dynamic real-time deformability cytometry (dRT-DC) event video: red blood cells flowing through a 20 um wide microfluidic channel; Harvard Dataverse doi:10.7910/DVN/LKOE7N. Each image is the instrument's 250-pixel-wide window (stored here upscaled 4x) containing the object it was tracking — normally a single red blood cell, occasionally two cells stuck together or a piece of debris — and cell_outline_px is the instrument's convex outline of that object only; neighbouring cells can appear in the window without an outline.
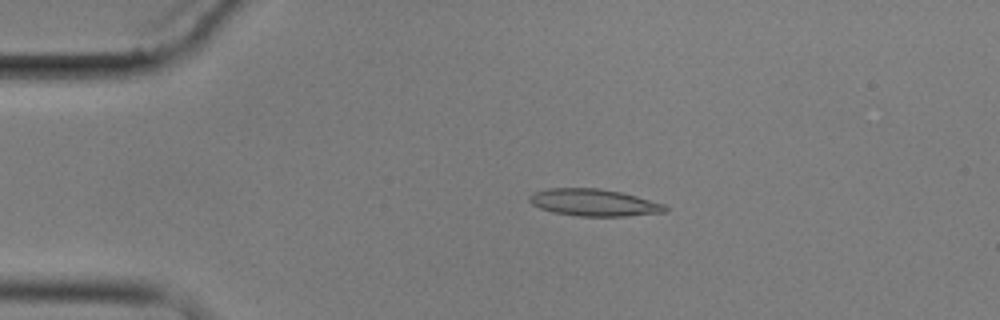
{"species": "common noctule bat (a hibernating species)", "species_latin": "Nyctalus noctula", "temperature_condition": "cold", "stored_images_in_passage": 7, "camera_frame_rate_fps": 3000, "um_per_image_px": 0.085, "animal": {"sex": "male", "body_mass_g": 17.9}, "frame": {"image": 1, "passage_image": 3, "time_ms": 3.333, "image_size_px": [1000, 320], "cell_outline_px": [[668, 208], [664, 212], [624, 216], [580, 216], [552, 212], [540, 208], [532, 204], [528, 200], [528, 196], [532, 192], [548, 188], [600, 188], [620, 192], [636, 196], [664, 204]], "centroid_in_image_um": [50.42, 17.21], "position_along_channel_um": 34.6, "area_um2": 21.33}}
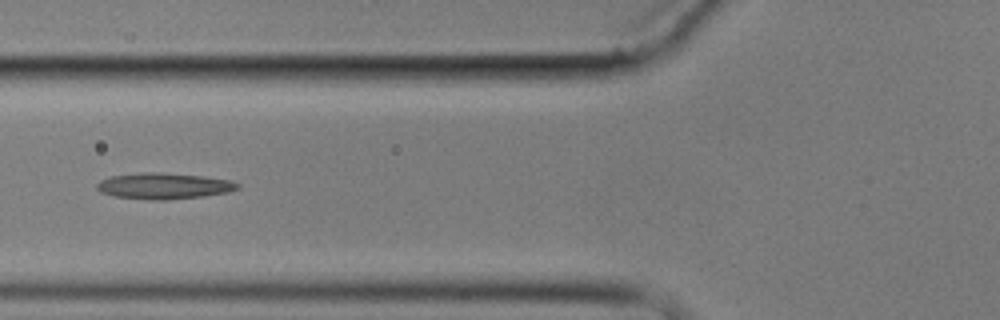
{"frame": {"image": 2, "passage_image": 6, "time_ms": 6.667, "image_size_px": [1000, 320], "cell_outline_px": [[240, 188], [228, 192], [204, 196], [168, 200], [152, 200], [116, 196], [100, 192], [96, 188], [96, 184], [100, 180], [112, 176], [140, 172], [160, 172], [204, 176], [228, 180], [240, 184]], "centroid_in_image_um": [13.93, 15.8], "position_along_channel_um": 111.9, "area_um2": 21.44}}
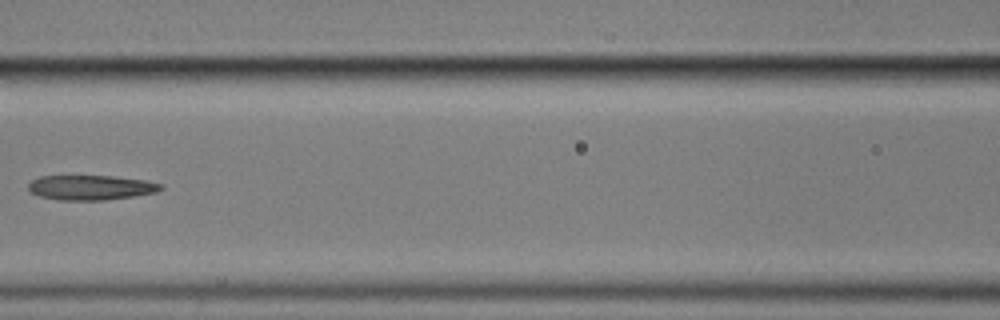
{"frame": {"image": 3, "passage_image": 7, "time_ms": 8.0, "image_size_px": [1000, 320], "cell_outline_px": [[164, 188], [156, 192], [132, 196], [104, 200], [60, 200], [40, 196], [32, 192], [28, 188], [28, 184], [32, 180], [40, 176], [112, 176], [144, 180], [164, 184]], "centroid_in_image_um": [7.74, 15.93], "position_along_channel_um": 158.9, "area_um2": 19.02}}